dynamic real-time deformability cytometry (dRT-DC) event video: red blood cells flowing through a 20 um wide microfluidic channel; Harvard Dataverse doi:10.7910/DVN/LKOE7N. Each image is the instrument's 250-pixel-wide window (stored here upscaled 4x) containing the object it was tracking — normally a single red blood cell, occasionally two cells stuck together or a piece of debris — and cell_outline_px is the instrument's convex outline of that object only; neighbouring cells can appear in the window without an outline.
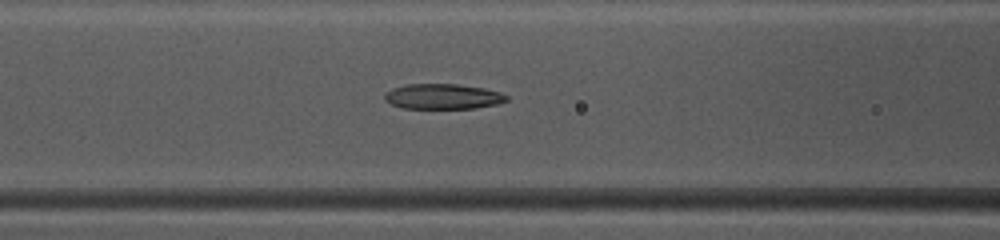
{"species": "common noctule bat (a hibernating species)", "species_latin": "Nyctalus noctula", "temperature_condition": "warm", "stored_images_in_passage": 20, "camera_frame_rate_fps": 3000, "um_per_image_px": 0.085, "animal": {"sex": "female", "body_mass_g": 10.0, "forearm_length_mm": 53.1}, "frame": {"image": 1, "passage_image": 20, "time_ms": 6.333, "image_size_px": [1000, 240], "cell_outline_px": [[508, 100], [496, 104], [476, 108], [404, 108], [392, 104], [384, 100], [384, 96], [392, 88], [408, 84], [456, 84], [484, 88], [500, 92], [508, 96]], "centroid_in_image_um": [37.66, 8.2], "position_along_channel_um": 128.9, "area_um2": 17.8}}